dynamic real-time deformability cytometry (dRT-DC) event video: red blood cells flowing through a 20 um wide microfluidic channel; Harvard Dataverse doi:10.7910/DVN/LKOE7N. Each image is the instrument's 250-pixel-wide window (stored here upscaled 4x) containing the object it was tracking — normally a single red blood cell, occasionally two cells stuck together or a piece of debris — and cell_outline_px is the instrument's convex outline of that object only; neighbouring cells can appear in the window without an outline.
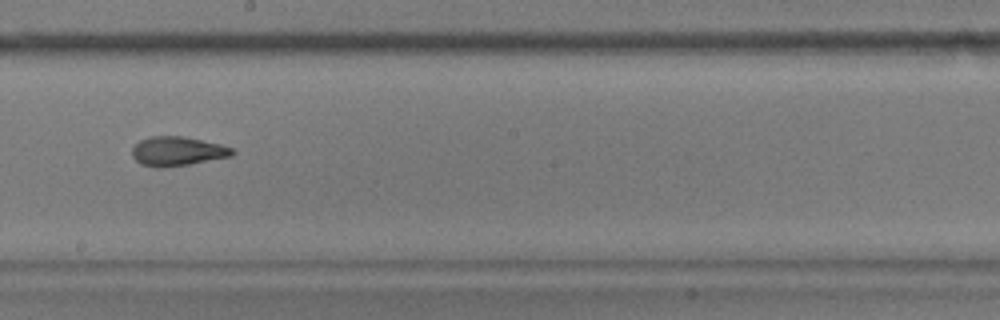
{"species": "common noctule bat (a hibernating species)", "species_latin": "Nyctalus noctula", "temperature_condition": "warm", "stored_images_in_passage": 9, "camera_frame_rate_fps": 3000, "um_per_image_px": 0.085, "animal": {"sex": "male", "body_mass_g": 17.9}, "frame": {"image": 1, "passage_image": 8, "time_ms": 2.333, "image_size_px": [1000, 320], "cell_outline_px": [[236, 152], [232, 156], [188, 164], [160, 168], [156, 168], [140, 164], [132, 156], [132, 148], [140, 140], [148, 136], [184, 136], [220, 144], [236, 148]], "centroid_in_image_um": [15.09, 12.85], "position_along_channel_um": 233.1, "area_um2": 17.22}}
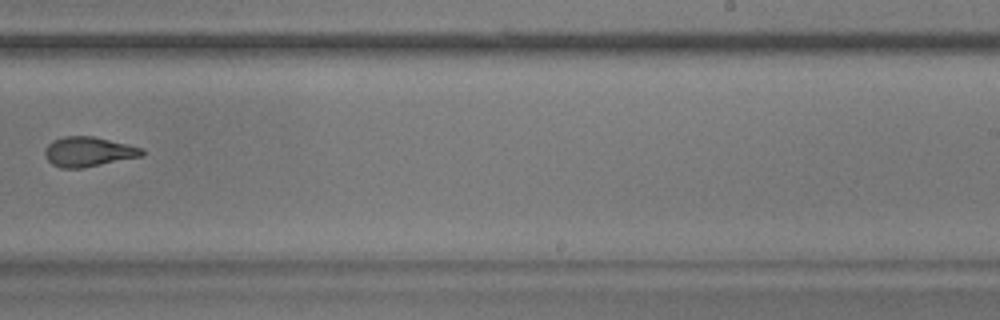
{"frame": {"image": 2, "passage_image": 9, "time_ms": 2.667, "image_size_px": [1000, 320], "cell_outline_px": [[144, 156], [80, 168], [60, 168], [52, 164], [44, 156], [44, 148], [52, 140], [64, 136], [92, 136], [128, 144], [144, 148]], "centroid_in_image_um": [7.5, 12.89], "position_along_channel_um": 281.5, "area_um2": 16.94}}